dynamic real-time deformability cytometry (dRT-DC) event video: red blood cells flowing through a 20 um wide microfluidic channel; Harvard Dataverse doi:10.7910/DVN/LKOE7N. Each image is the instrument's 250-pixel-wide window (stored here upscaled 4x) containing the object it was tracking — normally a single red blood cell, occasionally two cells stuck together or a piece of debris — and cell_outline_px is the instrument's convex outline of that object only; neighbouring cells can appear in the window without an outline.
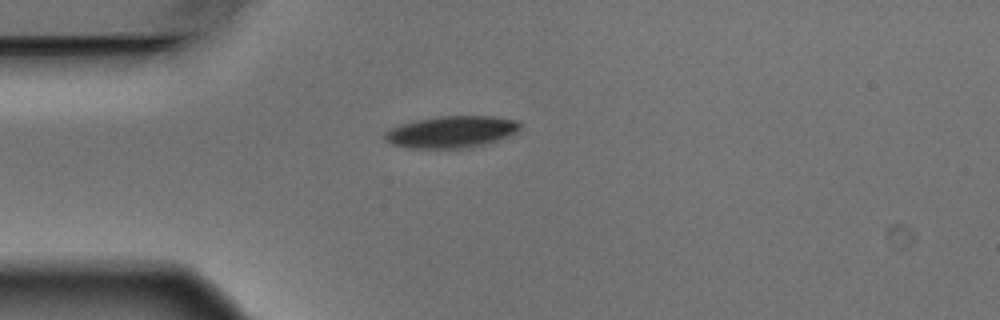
{"species": "Egyptian fruit bat (a non-hibernating species)", "species_latin": "Rousettus aegyptiacus", "temperature_condition": "warm", "stored_images_in_passage": 3, "camera_frame_rate_fps": 3000, "um_per_image_px": 0.085, "animal": {"sex": "male"}, "frame": {"image": 1, "passage_image": 1, "time_ms": 0.0, "image_size_px": [1000, 320], "cell_outline_px": [[520, 128], [512, 136], [484, 144], [468, 148], [408, 148], [392, 144], [384, 140], [384, 132], [400, 124], [440, 116], [492, 116], [516, 120], [520, 124]], "centroid_in_image_um": [38.38, 11.22], "position_along_channel_um": 46.6, "area_um2": 25.03}}
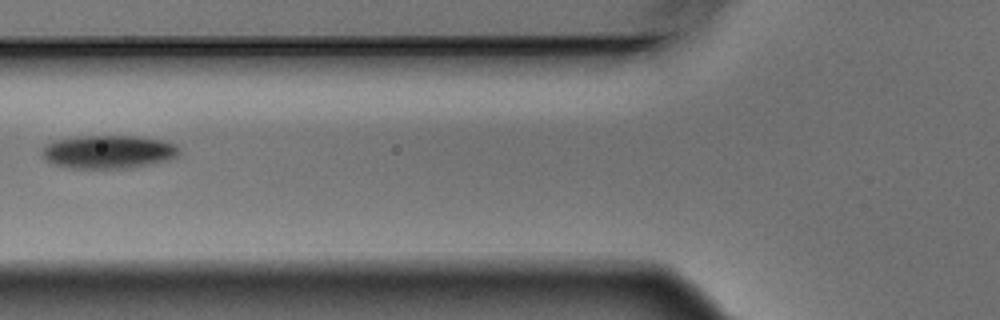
{"frame": {"image": 2, "passage_image": 3, "time_ms": 0.667, "image_size_px": [1000, 320], "cell_outline_px": [[180, 152], [176, 156], [168, 160], [128, 168], [72, 168], [56, 164], [44, 160], [40, 156], [40, 152], [48, 144], [56, 140], [80, 136], [136, 136], [160, 140], [176, 144]], "centroid_in_image_um": [9.19, 12.9], "position_along_channel_um": 116.6, "area_um2": 26.41}}